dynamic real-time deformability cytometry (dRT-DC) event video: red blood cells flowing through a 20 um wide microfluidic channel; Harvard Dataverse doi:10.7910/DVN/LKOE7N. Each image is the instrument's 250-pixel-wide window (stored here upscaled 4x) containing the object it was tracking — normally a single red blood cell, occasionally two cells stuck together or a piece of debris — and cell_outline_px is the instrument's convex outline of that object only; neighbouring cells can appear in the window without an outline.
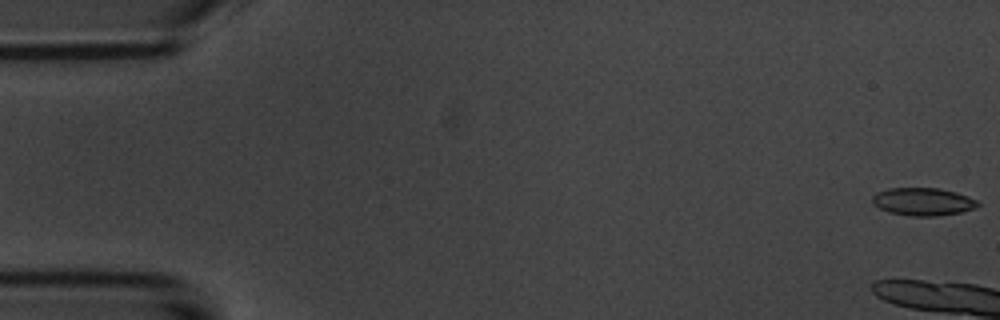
{"species": "common noctule bat (a hibernating species)", "species_latin": "Nyctalus noctula", "temperature_condition": "room temperature", "stored_images_in_passage": 7, "camera_frame_rate_fps": 3000, "um_per_image_px": 0.085, "animal": {"sex": "male", "body_mass_g": 20.1, "forearm_length_mm": 53.5}, "frame": {"image": 1, "passage_image": 1, "time_ms": 0.0, "image_size_px": [1000, 320], "cell_outline_px": [[980, 204], [976, 208], [960, 212], [936, 216], [912, 216], [888, 212], [872, 204], [872, 196], [876, 192], [888, 188], [936, 188], [956, 192], [968, 196], [976, 200]], "centroid_in_image_um": [78.43, 17.14], "position_along_channel_um": 6.6, "area_um2": 17.11}}
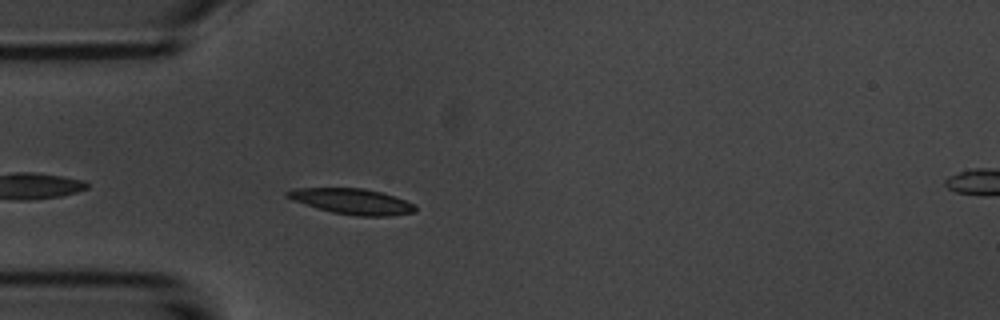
{"frame": {"image": 2, "passage_image": 6, "time_ms": 6.0, "image_size_px": [1000, 320], "cell_outline_px": [[416, 212], [388, 216], [356, 216], [332, 212], [304, 204], [292, 200], [284, 196], [284, 192], [296, 188], [364, 188], [380, 192], [416, 204]], "centroid_in_image_um": [29.91, 17.12], "position_along_channel_um": 55.1, "area_um2": 19.07}}